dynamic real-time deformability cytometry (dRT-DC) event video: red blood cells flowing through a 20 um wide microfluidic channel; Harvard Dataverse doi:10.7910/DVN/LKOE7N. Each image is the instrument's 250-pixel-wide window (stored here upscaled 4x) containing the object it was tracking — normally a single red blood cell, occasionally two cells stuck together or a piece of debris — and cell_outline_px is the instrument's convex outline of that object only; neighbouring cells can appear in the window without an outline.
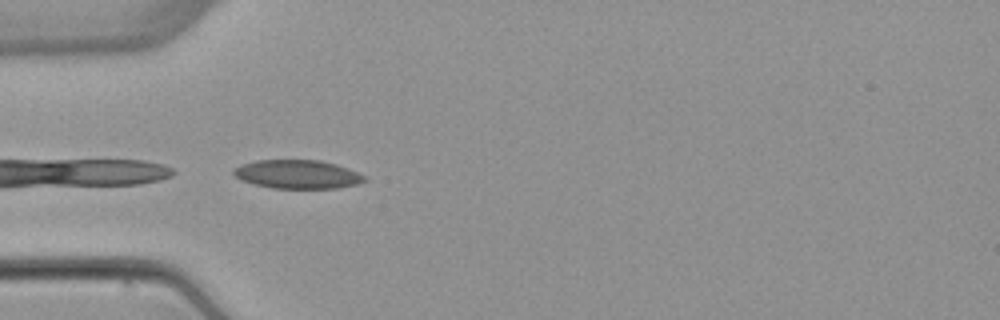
{"species": "common noctule bat (a hibernating species)", "species_latin": "Nyctalus noctula", "temperature_condition": "warm", "stored_images_in_passage": 5, "camera_frame_rate_fps": 3000, "um_per_image_px": 0.085, "animal": {"sex": "female", "body_mass_g": 22.7, "forearm_length_mm": 54.2}, "frame": {"image": 1, "passage_image": 5, "time_ms": 4.667, "image_size_px": [1000, 320], "cell_outline_px": [[368, 180], [356, 184], [336, 188], [272, 188], [240, 180], [232, 172], [232, 168], [240, 164], [256, 160], [320, 160], [336, 164], [348, 168], [364, 176]], "centroid_in_image_um": [25.25, 14.8], "position_along_channel_um": 59.7, "area_um2": 21.85}}